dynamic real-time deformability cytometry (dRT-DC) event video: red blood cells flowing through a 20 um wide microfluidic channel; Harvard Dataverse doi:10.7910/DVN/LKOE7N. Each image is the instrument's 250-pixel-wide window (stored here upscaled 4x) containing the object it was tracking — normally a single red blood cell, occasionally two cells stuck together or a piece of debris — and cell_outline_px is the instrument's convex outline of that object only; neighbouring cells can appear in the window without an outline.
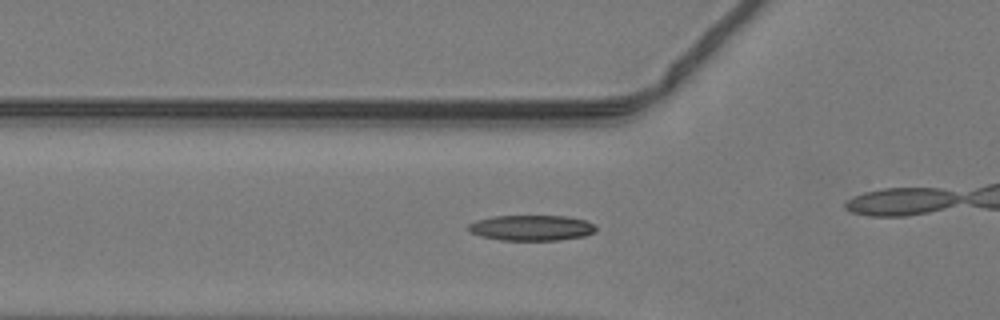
{"species": "common noctule bat (a hibernating species)", "species_latin": "Nyctalus noctula", "temperature_condition": "warm", "stored_images_in_passage": 39, "camera_frame_rate_fps": 3000, "um_per_image_px": 0.085, "animal": {"sex": "male", "body_mass_g": 19.2, "forearm_length_mm": 51.8}, "frame": {"image": 1, "passage_image": 17, "time_ms": 5.333, "image_size_px": [1000, 320], "cell_outline_px": [[596, 232], [584, 236], [560, 240], [500, 240], [480, 236], [472, 232], [468, 228], [468, 224], [476, 220], [492, 216], [568, 216], [584, 220], [596, 224]], "centroid_in_image_um": [45.2, 19.36], "position_along_channel_um": 80.6, "area_um2": 19.07}}
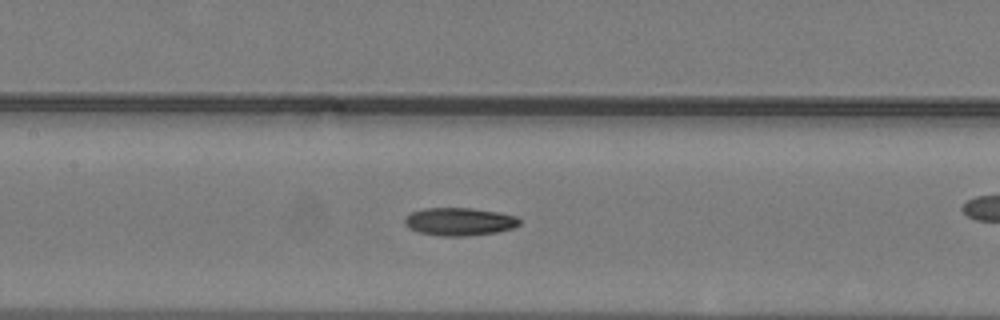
{"frame": {"image": 2, "passage_image": 23, "time_ms": 7.333, "image_size_px": [1000, 320], "cell_outline_px": [[520, 224], [512, 228], [496, 232], [468, 236], [444, 236], [420, 232], [408, 228], [404, 220], [412, 212], [424, 208], [472, 208], [500, 212], [516, 216], [520, 220]], "centroid_in_image_um": [39.08, 18.83], "position_along_channel_um": 168.3, "area_um2": 18.55}}
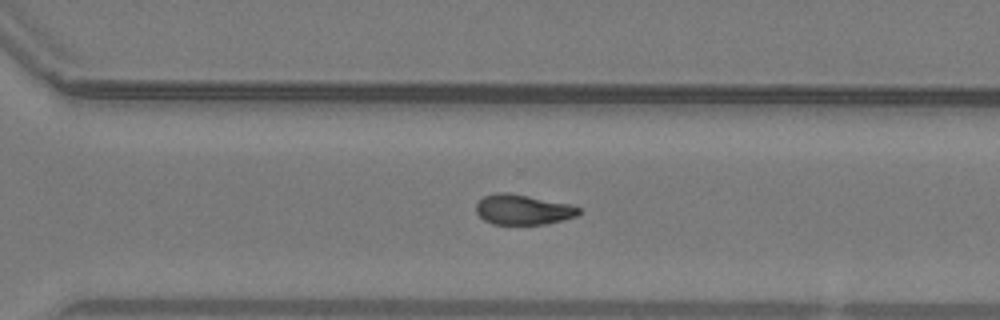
{"frame": {"image": 3, "passage_image": 34, "time_ms": 11.0, "image_size_px": [1000, 320], "cell_outline_px": [[580, 212], [576, 216], [544, 224], [492, 224], [484, 220], [476, 212], [476, 204], [484, 196], [496, 192], [508, 192], [568, 204], [580, 208]], "centroid_in_image_um": [44.4, 17.81], "position_along_channel_um": 326.2, "area_um2": 17.8}}